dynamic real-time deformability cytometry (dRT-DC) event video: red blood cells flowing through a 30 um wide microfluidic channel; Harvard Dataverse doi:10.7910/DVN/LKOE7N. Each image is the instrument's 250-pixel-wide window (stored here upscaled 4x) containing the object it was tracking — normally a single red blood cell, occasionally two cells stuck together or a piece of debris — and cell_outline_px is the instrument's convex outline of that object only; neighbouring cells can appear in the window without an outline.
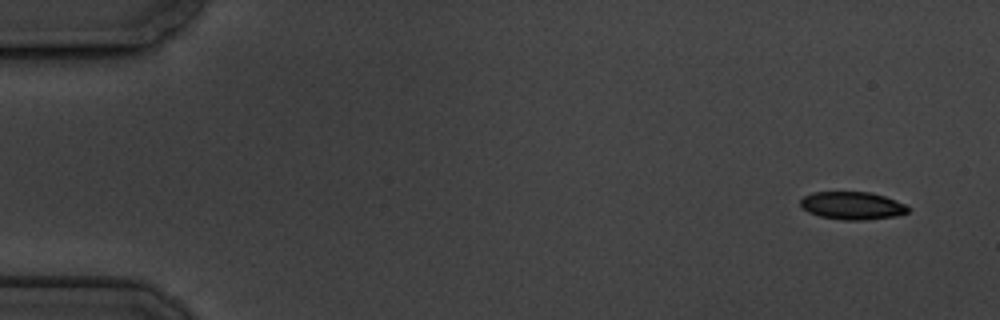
{"species": "common noctule bat (a hibernating species)", "species_latin": "Nyctalus noctula", "temperature_condition": "cold", "stored_images_in_passage": 5, "camera_frame_rate_fps": 3000, "um_per_image_px": 0.085, "animal": {"sex": "male", "body_mass_g": 19.5, "forearm_length_mm": 54.6}, "frame": {"image": 1, "passage_image": 1, "time_ms": 0.0, "image_size_px": [1000, 320], "cell_outline_px": [[912, 208], [908, 212], [896, 216], [864, 220], [844, 220], [820, 216], [808, 212], [800, 204], [800, 200], [804, 196], [812, 192], [872, 192], [896, 200]], "centroid_in_image_um": [72.47, 17.47], "position_along_channel_um": 12.5, "area_um2": 17.46}}
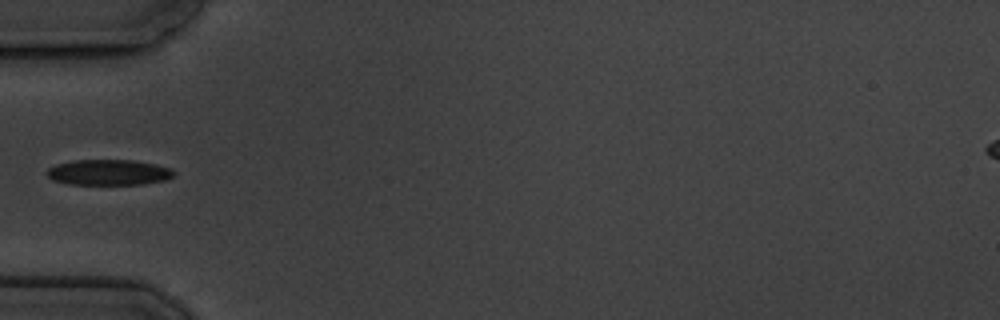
{"frame": {"image": 2, "passage_image": 5, "time_ms": 5.333, "image_size_px": [1000, 320], "cell_outline_px": [[176, 176], [164, 180], [144, 184], [68, 184], [52, 180], [44, 172], [48, 168], [56, 164], [72, 160], [132, 160], [156, 164], [172, 168], [176, 172]], "centroid_in_image_um": [9.24, 14.65], "position_along_channel_um": 75.8, "area_um2": 19.19}}